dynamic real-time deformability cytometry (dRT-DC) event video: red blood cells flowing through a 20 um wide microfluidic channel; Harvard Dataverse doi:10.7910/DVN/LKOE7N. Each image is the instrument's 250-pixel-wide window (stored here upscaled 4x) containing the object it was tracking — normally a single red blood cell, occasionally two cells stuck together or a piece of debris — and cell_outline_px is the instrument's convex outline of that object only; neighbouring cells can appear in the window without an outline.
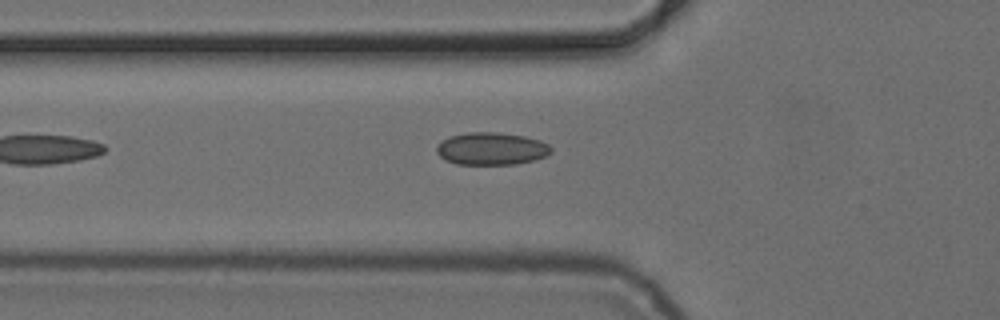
{"species": "common noctule bat (a hibernating species)", "species_latin": "Nyctalus noctula", "temperature_condition": "cold", "stored_images_in_passage": 4, "camera_frame_rate_fps": 3000, "um_per_image_px": 0.085, "animal": {"sex": "female", "body_mass_g": 24.6, "forearm_length_mm": 56.2}, "frame": {"image": 1, "passage_image": 4, "time_ms": 3.667, "image_size_px": [1000, 320], "cell_outline_px": [[552, 152], [548, 156], [516, 164], [456, 164], [444, 160], [436, 152], [436, 144], [448, 136], [468, 132], [496, 132], [524, 136], [540, 140], [548, 144], [552, 148]], "centroid_in_image_um": [41.75, 12.63], "position_along_channel_um": 84.1, "area_um2": 21.91}}